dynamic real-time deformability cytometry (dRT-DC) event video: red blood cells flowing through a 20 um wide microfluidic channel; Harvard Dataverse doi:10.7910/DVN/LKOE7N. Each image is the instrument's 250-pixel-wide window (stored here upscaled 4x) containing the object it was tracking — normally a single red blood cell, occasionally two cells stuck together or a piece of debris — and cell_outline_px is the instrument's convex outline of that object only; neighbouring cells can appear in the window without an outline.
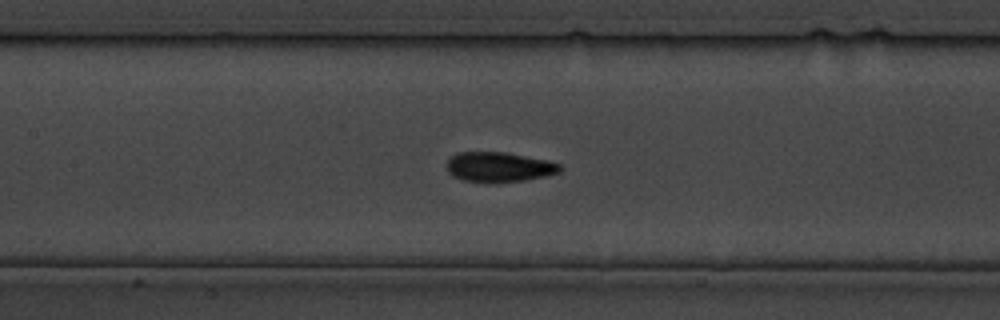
{"species": "common noctule bat (a hibernating species)", "species_latin": "Nyctalus noctula", "temperature_condition": "cold", "stored_images_in_passage": 18, "camera_frame_rate_fps": 3000, "um_per_image_px": 0.085, "animal": {"sex": "male", "body_mass_g": 19.5, "forearm_length_mm": 54.6}, "frame": {"image": 1, "passage_image": 13, "time_ms": 14.667, "image_size_px": [1000, 320], "cell_outline_px": [[564, 168], [560, 172], [544, 176], [524, 180], [492, 184], [464, 180], [452, 176], [448, 172], [448, 160], [456, 152], [508, 152], [548, 160], [560, 164]], "centroid_in_image_um": [42.44, 14.2], "position_along_channel_um": 165.0, "area_um2": 20.06}}
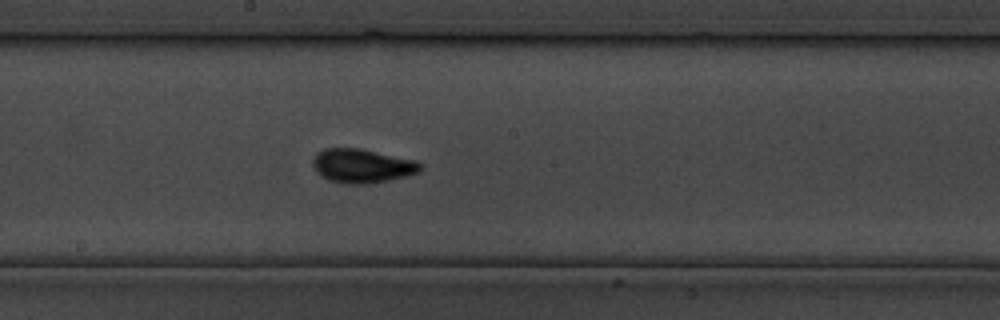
{"frame": {"image": 2, "passage_image": 16, "time_ms": 18.0, "image_size_px": [1000, 320], "cell_outline_px": [[424, 164], [420, 172], [388, 180], [368, 184], [344, 184], [328, 180], [320, 176], [316, 172], [312, 164], [312, 160], [316, 152], [324, 148], [360, 148], [416, 160]], "centroid_in_image_um": [30.76, 14.09], "position_along_channel_um": 217.4, "area_um2": 21.62}}
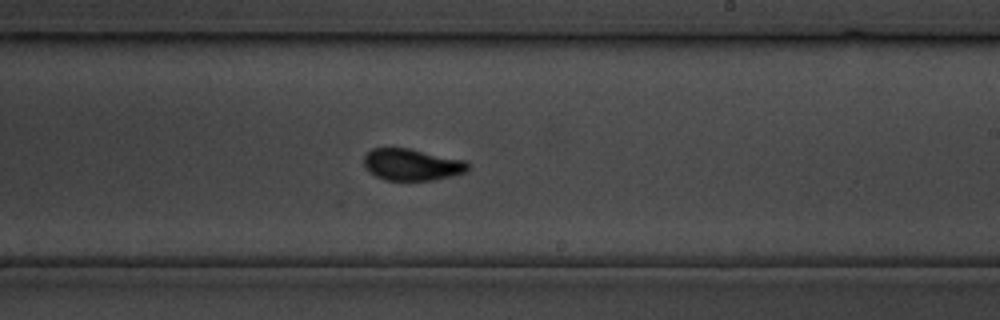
{"frame": {"image": 3, "passage_image": 18, "time_ms": 20.333, "image_size_px": [1000, 320], "cell_outline_px": [[468, 172], [452, 176], [432, 180], [384, 180], [368, 172], [364, 168], [364, 156], [372, 148], [408, 148], [464, 160], [468, 164]], "centroid_in_image_um": [34.98, 14.0], "position_along_channel_um": 254.0, "area_um2": 19.25}}